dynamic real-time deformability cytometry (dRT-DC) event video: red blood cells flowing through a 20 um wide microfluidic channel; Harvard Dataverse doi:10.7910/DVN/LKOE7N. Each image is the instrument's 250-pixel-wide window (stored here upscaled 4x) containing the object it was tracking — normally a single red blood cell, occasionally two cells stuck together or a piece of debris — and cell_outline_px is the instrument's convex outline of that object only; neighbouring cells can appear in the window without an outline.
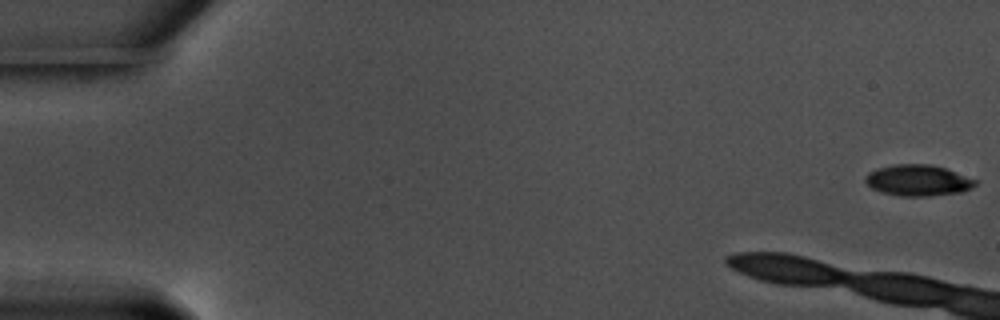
{"species": "common noctule bat (a hibernating species)", "species_latin": "Nyctalus noctula", "temperature_condition": "warm", "stored_images_in_passage": 13, "camera_frame_rate_fps": 3000, "um_per_image_px": 0.085, "animal": {"sex": "male", "body_mass_g": 17.5, "forearm_length_mm": 52.3}, "frame": {"image": 1, "passage_image": 1, "time_ms": 0.0, "image_size_px": [1000, 320], "cell_outline_px": [[980, 180], [972, 188], [960, 192], [928, 196], [900, 196], [880, 192], [872, 188], [864, 180], [864, 176], [868, 172], [876, 168], [892, 164], [932, 164]], "centroid_in_image_um": [78.02, 15.32], "position_along_channel_um": 7.0, "area_um2": 20.17}}